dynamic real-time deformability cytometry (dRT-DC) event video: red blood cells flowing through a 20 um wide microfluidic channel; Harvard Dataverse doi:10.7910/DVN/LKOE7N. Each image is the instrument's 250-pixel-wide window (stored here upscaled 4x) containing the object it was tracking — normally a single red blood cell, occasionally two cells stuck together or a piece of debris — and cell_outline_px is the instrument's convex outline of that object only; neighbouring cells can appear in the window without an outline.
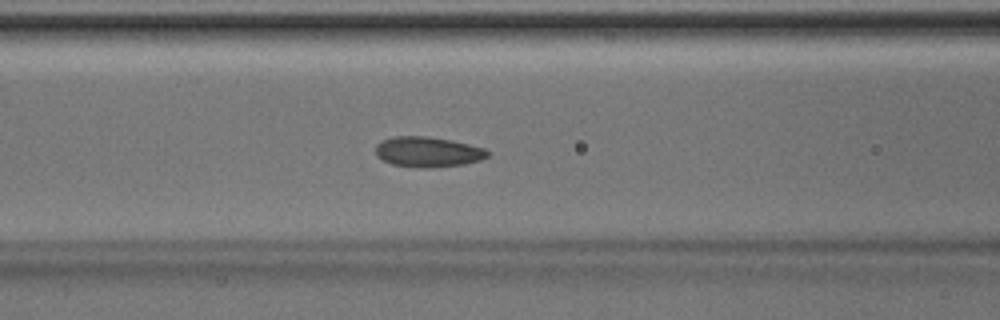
{"species": "Egyptian fruit bat (a non-hibernating species)", "species_latin": "Rousettus aegyptiacus", "temperature_condition": "room temperature", "stored_images_in_passage": 46, "camera_frame_rate_fps": 3000, "um_per_image_px": 0.085, "animal": {"sex": "male"}, "frame": {"image": 1, "passage_image": 17, "time_ms": 5.333, "image_size_px": [1000, 320], "cell_outline_px": [[492, 152], [488, 156], [480, 160], [464, 164], [428, 168], [416, 168], [392, 164], [376, 156], [376, 144], [380, 140], [396, 136], [428, 136], [452, 140], [484, 148]], "centroid_in_image_um": [36.37, 12.91], "position_along_channel_um": 130.2, "area_um2": 19.94}}
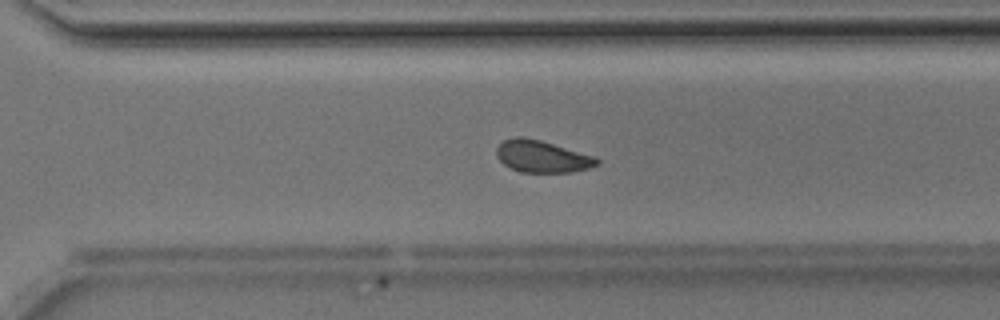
{"frame": {"image": 2, "passage_image": 31, "time_ms": 10.0, "image_size_px": [1000, 320], "cell_outline_px": [[600, 164], [588, 168], [572, 172], [520, 172], [504, 164], [496, 156], [496, 148], [504, 140], [516, 136], [524, 136], [540, 140], [596, 156], [600, 160]], "centroid_in_image_um": [46.09, 13.29], "position_along_channel_um": 324.5, "area_um2": 18.79}}
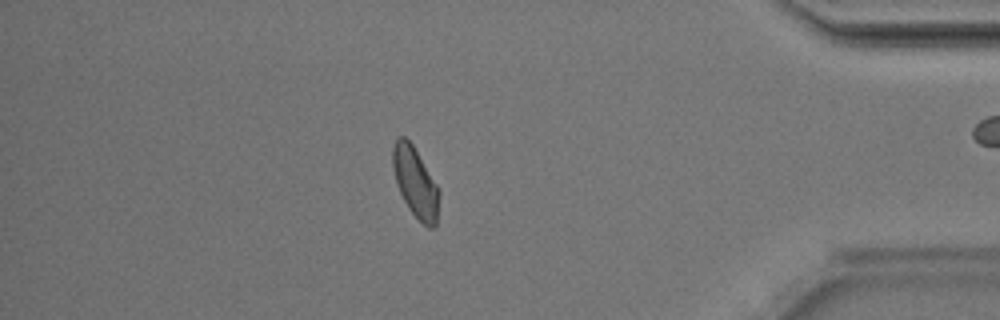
{"frame": {"image": 3, "passage_image": 39, "time_ms": 12.667, "image_size_px": [1000, 320], "cell_outline_px": [[440, 192], [436, 224], [432, 228], [428, 228], [408, 208], [396, 184], [392, 168], [392, 148], [396, 140], [400, 136], [404, 136], [412, 144], [440, 188]], "centroid_in_image_um": [35.31, 15.49], "position_along_channel_um": 399.9, "area_um2": 18.96}, "authors_computed_cell_mechanics": {"area_um2": 19.2474, "velocity_mm_per_s": 4.1712, "shape_relaxation_time_tau1_ms": 2.3689, "shape_relaxation_time_tau2_ms": 1.2742, "deformation_change_tau1": 0.0731, "deformation_change_tau2": 0.0668}}